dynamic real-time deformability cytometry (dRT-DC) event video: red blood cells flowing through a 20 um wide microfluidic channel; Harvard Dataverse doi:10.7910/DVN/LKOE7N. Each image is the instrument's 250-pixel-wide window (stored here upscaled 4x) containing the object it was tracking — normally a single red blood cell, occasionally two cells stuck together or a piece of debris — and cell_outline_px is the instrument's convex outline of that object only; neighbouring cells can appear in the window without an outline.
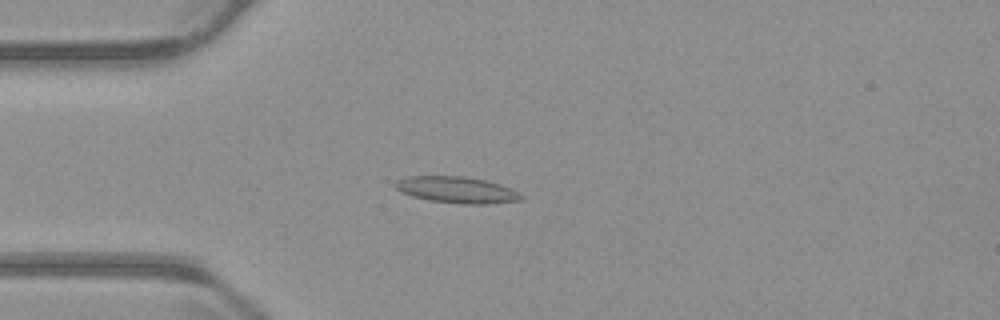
{"species": "common noctule bat (a hibernating species)", "species_latin": "Nyctalus noctula", "temperature_condition": "warm", "stored_images_in_passage": 21, "camera_frame_rate_fps": 3000, "um_per_image_px": 0.085, "animal": {"sex": "male", "body_mass_g": 23.1, "forearm_length_mm": 52.7}, "frame": {"image": 1, "passage_image": 15, "time_ms": 4.667, "image_size_px": [1000, 320], "cell_outline_px": [[524, 200], [488, 204], [460, 204], [428, 200], [412, 196], [400, 192], [392, 184], [396, 180], [408, 176], [464, 176], [484, 180], [500, 184], [524, 196]], "centroid_in_image_um": [38.79, 16.14], "position_along_channel_um": 46.2, "area_um2": 19.48}}
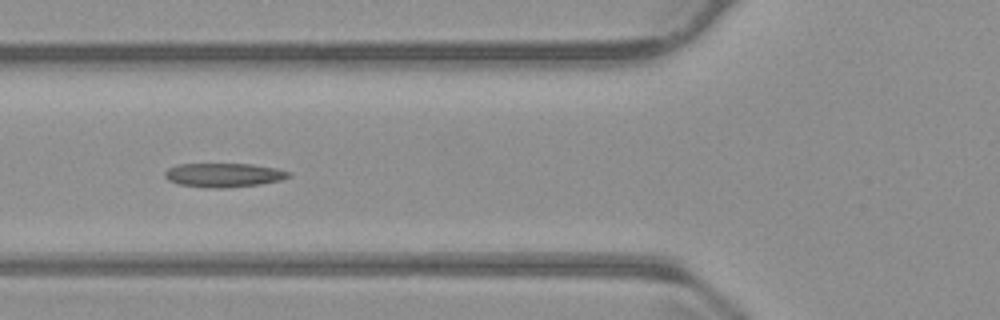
{"frame": {"image": 2, "passage_image": 21, "time_ms": 6.667, "image_size_px": [1000, 320], "cell_outline_px": [[292, 176], [280, 180], [260, 184], [224, 188], [208, 188], [180, 184], [168, 180], [164, 176], [164, 172], [168, 168], [180, 164], [252, 164], [276, 168], [292, 172]], "centroid_in_image_um": [19.04, 14.88], "position_along_channel_um": 106.8, "area_um2": 17.34}}